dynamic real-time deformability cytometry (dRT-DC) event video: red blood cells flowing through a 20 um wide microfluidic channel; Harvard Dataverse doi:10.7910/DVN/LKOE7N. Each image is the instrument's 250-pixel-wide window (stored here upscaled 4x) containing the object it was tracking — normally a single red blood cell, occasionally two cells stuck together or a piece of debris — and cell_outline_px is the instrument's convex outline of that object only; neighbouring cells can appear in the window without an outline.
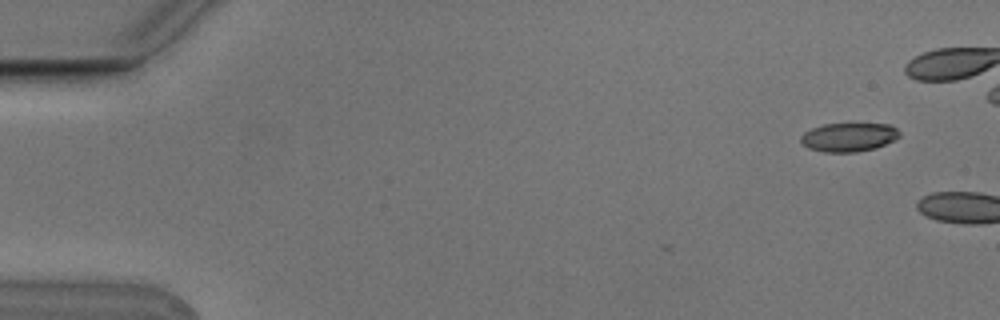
{"species": "Egyptian fruit bat (a non-hibernating species)", "species_latin": "Rousettus aegyptiacus", "temperature_condition": "cold", "stored_images_in_passage": 2, "camera_frame_rate_fps": 3000, "um_per_image_px": 0.085, "animal": {"sex": "male"}, "frame": {"image": 1, "passage_image": 1, "time_ms": 0.0, "image_size_px": [1000, 320], "cell_outline_px": [[900, 136], [896, 140], [876, 148], [856, 152], [824, 152], [808, 148], [800, 140], [800, 136], [804, 132], [812, 128], [824, 124], [888, 124], [896, 128], [900, 132]], "centroid_in_image_um": [72.16, 11.66], "position_along_channel_um": 12.8, "area_um2": 16.59}}